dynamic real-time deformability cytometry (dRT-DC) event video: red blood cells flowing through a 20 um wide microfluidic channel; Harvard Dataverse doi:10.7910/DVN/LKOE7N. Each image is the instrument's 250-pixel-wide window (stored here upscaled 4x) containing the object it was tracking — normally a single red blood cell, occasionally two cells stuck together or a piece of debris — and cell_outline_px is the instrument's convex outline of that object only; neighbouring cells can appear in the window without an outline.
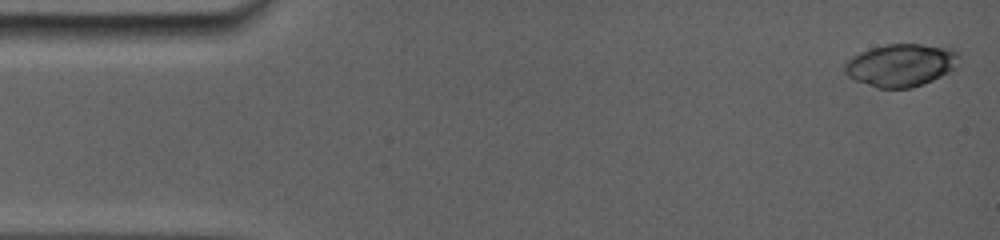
{"species": "common noctule bat (a hibernating species)", "species_latin": "Nyctalus noctula", "temperature_condition": "room temperature", "stored_images_in_passage": 6, "camera_frame_rate_fps": 5000, "um_per_image_px": 0.085, "animal": {"sex": "female", "body_mass_g": 19.0, "forearm_length_mm": 56.7}, "frame": {"image": 1, "passage_image": 1, "time_ms": 0.0, "image_size_px": [1000, 240], "cell_outline_px": [[960, 64], [956, 68], [924, 84], [912, 88], [876, 88], [856, 80], [848, 76], [844, 72], [844, 64], [852, 56], [860, 52], [884, 44], [920, 44], [952, 48], [960, 52]], "centroid_in_image_um": [76.62, 5.53], "position_along_channel_um": 8.4, "area_um2": 28.73}}